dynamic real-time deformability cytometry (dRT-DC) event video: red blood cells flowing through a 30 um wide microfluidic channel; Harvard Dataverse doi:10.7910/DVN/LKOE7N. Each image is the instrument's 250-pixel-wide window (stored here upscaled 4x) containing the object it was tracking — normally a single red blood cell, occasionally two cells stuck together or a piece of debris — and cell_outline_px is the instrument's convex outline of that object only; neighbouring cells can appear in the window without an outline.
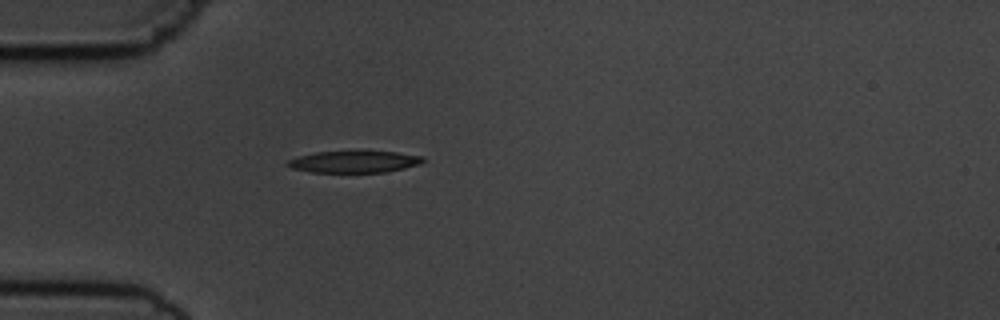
{"species": "common noctule bat (a hibernating species)", "species_latin": "Nyctalus noctula", "temperature_condition": "cold", "stored_images_in_passage": 1, "camera_frame_rate_fps": 3000, "um_per_image_px": 0.085, "animal": {"sex": "male", "body_mass_g": 19.5, "forearm_length_mm": 54.6}, "frame": {"image": 1, "passage_image": 1, "time_ms": 0.0, "image_size_px": [1000, 320], "cell_outline_px": [[424, 160], [420, 164], [388, 172], [312, 172], [292, 168], [284, 164], [288, 160], [296, 156], [316, 152], [396, 152], [424, 156]], "centroid_in_image_um": [30.09, 13.75], "position_along_channel_um": 54.9, "area_um2": 17.05}}